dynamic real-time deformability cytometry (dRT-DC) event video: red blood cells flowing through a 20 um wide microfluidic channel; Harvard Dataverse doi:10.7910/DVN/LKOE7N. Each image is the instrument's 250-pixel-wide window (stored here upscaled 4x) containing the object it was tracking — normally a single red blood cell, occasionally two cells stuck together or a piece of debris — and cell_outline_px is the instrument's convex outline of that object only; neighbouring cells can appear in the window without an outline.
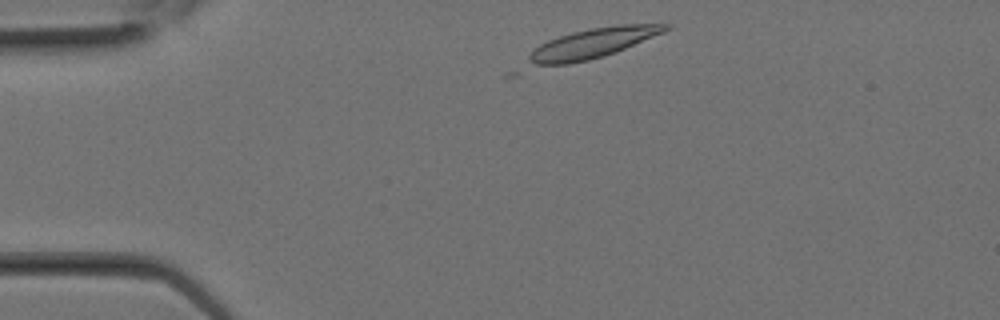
{"species": "Egyptian fruit bat (a non-hibernating species)", "species_latin": "Rousettus aegyptiacus", "temperature_condition": "room temperature", "stored_images_in_passage": 10, "camera_frame_rate_fps": 3000, "um_per_image_px": 0.085, "animal": {"sex": "female"}, "frame": {"image": 1, "passage_image": 1, "time_ms": 0.0, "image_size_px": [1000, 320], "cell_outline_px": [[672, 28], [664, 32], [616, 52], [604, 56], [588, 60], [568, 64], [536, 64], [528, 60], [528, 56], [540, 44], [548, 40], [572, 32], [592, 28], [620, 24], [672, 24]], "centroid_in_image_um": [50.46, 3.65], "position_along_channel_um": 34.5, "area_um2": 23.41}}
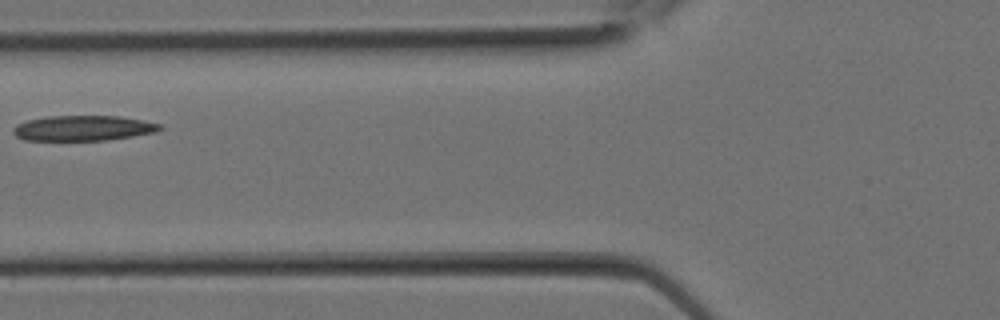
{"frame": {"image": 2, "passage_image": 6, "time_ms": 1.667, "image_size_px": [1000, 320], "cell_outline_px": [[164, 128], [156, 132], [132, 136], [104, 140], [24, 140], [16, 136], [12, 132], [12, 128], [16, 124], [28, 120], [44, 116], [120, 116], [144, 120], [160, 124]], "centroid_in_image_um": [7.05, 10.88], "position_along_channel_um": 118.7, "area_um2": 21.68}}
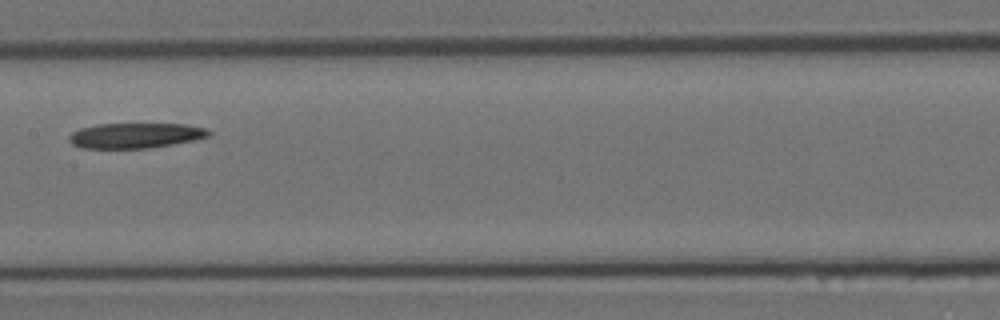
{"frame": {"image": 3, "passage_image": 9, "time_ms": 2.667, "image_size_px": [1000, 320], "cell_outline_px": [[212, 132], [208, 136], [196, 140], [148, 148], [80, 148], [72, 144], [68, 140], [68, 136], [72, 132], [80, 128], [96, 124], [184, 124], [204, 128]], "centroid_in_image_um": [11.47, 11.52], "position_along_channel_um": 195.9, "area_um2": 20.52}}